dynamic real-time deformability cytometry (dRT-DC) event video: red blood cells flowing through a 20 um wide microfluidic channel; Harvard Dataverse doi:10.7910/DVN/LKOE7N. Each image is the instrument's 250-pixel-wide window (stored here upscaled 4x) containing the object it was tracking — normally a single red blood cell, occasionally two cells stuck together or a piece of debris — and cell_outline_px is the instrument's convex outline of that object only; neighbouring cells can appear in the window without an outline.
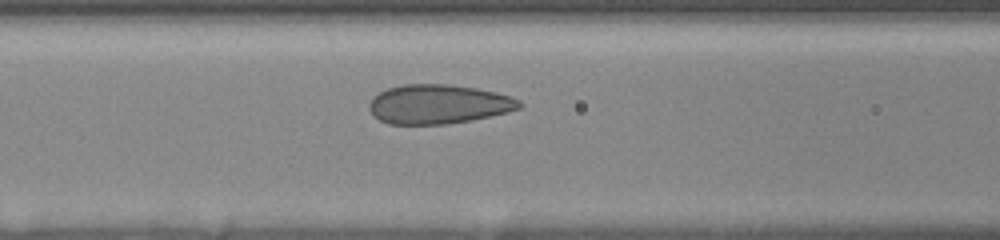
{"species": "human", "species_latin": "Homo sapiens", "temperature_condition": "room temperature", "stored_images_in_passage": 3, "camera_frame_rate_fps": 3000, "um_per_image_px": 0.085, "donor": {"sex": "female"}, "frame": {"image": 1, "passage_image": 3, "time_ms": 1.667, "image_size_px": [1000, 240], "cell_outline_px": [[524, 104], [520, 108], [508, 112], [472, 120], [444, 124], [388, 124], [372, 116], [368, 108], [368, 104], [372, 96], [388, 88], [404, 84], [448, 84], [476, 88], [496, 92], [512, 96], [520, 100]], "centroid_in_image_um": [37.26, 8.85], "position_along_channel_um": 129.3, "area_um2": 34.68}}